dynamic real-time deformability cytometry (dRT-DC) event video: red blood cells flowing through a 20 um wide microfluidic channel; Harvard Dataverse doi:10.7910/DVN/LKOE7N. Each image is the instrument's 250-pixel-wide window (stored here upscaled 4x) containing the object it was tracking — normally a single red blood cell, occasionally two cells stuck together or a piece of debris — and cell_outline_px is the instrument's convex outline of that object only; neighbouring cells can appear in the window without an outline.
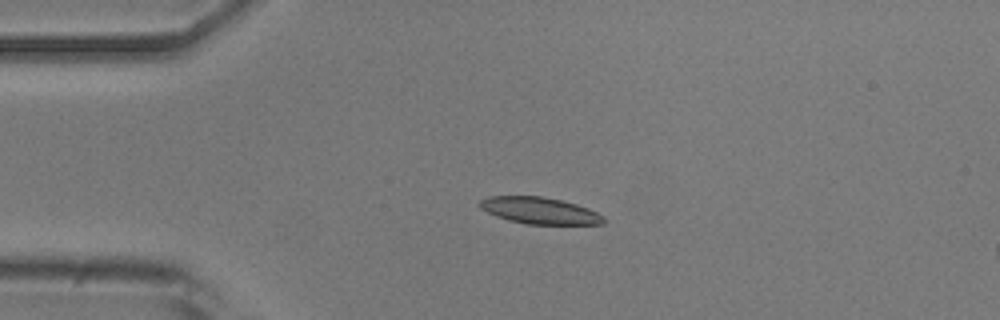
{"species": "common noctule bat (a hibernating species)", "species_latin": "Nyctalus noctula", "temperature_condition": "room temperature", "stored_images_in_passage": 5, "camera_frame_rate_fps": 3000, "um_per_image_px": 0.085, "animal": {"sex": "male", "body_mass_g": 20.5, "forearm_length_mm": 52.5}, "frame": {"image": 1, "passage_image": 4, "time_ms": 1.0, "image_size_px": [1000, 320], "cell_outline_px": [[608, 220], [604, 224], [528, 224], [508, 220], [496, 216], [480, 208], [476, 204], [480, 200], [488, 196], [540, 196], [560, 200], [576, 204], [588, 208], [604, 216]], "centroid_in_image_um": [45.87, 17.9], "position_along_channel_um": 39.1, "area_um2": 19.31}}